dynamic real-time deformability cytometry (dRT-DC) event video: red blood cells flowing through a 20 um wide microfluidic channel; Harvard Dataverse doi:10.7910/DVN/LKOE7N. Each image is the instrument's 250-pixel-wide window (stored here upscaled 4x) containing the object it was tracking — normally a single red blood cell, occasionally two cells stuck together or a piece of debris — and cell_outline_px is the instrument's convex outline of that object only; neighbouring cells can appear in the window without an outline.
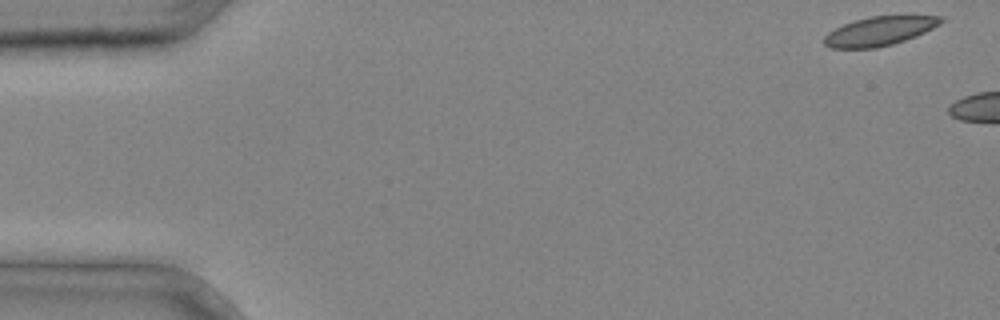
{"species": "common noctule bat (a hibernating species)", "species_latin": "Nyctalus noctula", "temperature_condition": "cold", "stored_images_in_passage": 3, "camera_frame_rate_fps": 3000, "um_per_image_px": 0.085, "animal": {"sex": "male", "body_mass_g": 20.4}, "frame": {"image": 1, "passage_image": 1, "time_ms": 0.0, "image_size_px": [1000, 320], "cell_outline_px": [[944, 20], [940, 24], [916, 36], [892, 44], [876, 48], [828, 48], [824, 44], [824, 36], [828, 32], [844, 24], [856, 20], [872, 16], [944, 16]], "centroid_in_image_um": [74.74, 2.65], "position_along_channel_um": 10.3, "area_um2": 19.54}}